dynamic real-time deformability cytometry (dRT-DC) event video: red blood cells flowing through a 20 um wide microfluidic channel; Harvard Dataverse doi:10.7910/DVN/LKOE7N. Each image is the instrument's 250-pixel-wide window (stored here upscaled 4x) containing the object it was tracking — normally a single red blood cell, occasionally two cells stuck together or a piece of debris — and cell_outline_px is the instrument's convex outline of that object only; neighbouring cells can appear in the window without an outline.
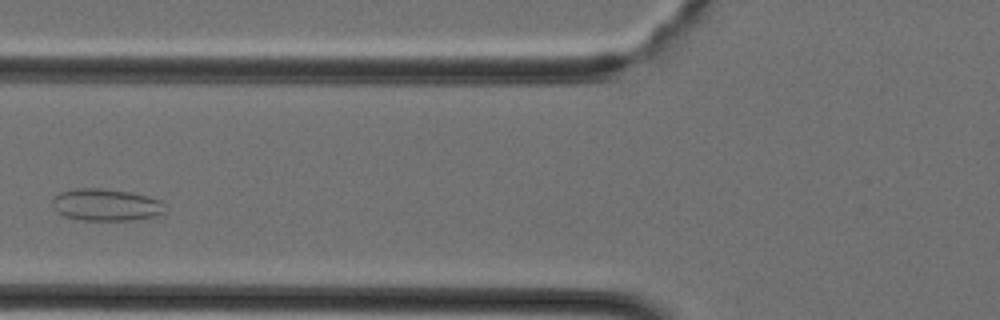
{"species": "Egyptian fruit bat (a non-hibernating species)", "species_latin": "Rousettus aegyptiacus", "temperature_condition": "cold", "stored_images_in_passage": 34, "camera_frame_rate_fps": 3000, "um_per_image_px": 0.085, "animal": {"sex": "female"}, "frame": {"image": 1, "passage_image": 10, "time_ms": 3.0, "image_size_px": [1000, 320], "cell_outline_px": [[164, 212], [156, 216], [132, 220], [84, 220], [64, 216], [56, 212], [52, 204], [52, 200], [60, 192], [76, 188], [100, 188], [128, 192], [148, 196], [160, 200], [164, 204]], "centroid_in_image_um": [9.0, 17.41], "position_along_channel_um": 116.8, "area_um2": 20.98}}
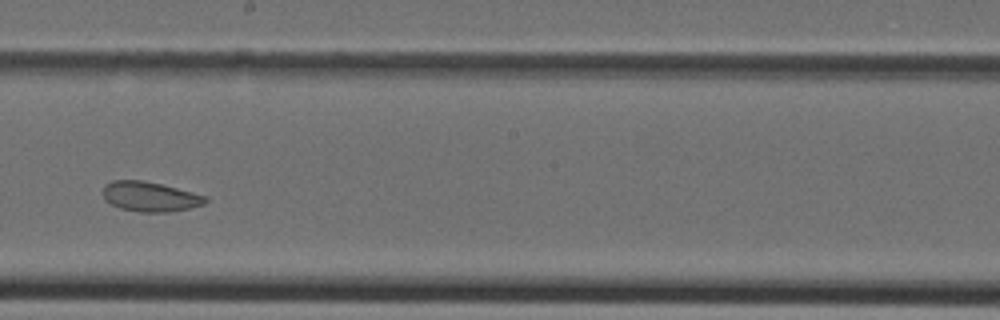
{"frame": {"image": 2, "passage_image": 17, "time_ms": 5.333, "image_size_px": [1000, 320], "cell_outline_px": [[208, 200], [204, 204], [188, 208], [168, 212], [140, 212], [120, 208], [104, 200], [100, 192], [104, 184], [112, 180], [144, 180], [208, 196]], "centroid_in_image_um": [12.69, 16.7], "position_along_channel_um": 235.5, "area_um2": 17.98}}
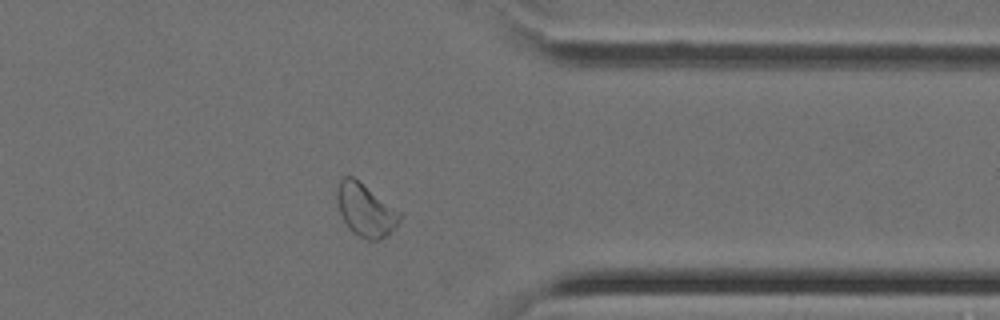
{"frame": {"image": 3, "passage_image": 26, "time_ms": 8.333, "image_size_px": [1000, 320], "cell_outline_px": [[404, 216], [396, 228], [388, 236], [380, 240], [368, 240], [352, 232], [348, 228], [340, 212], [336, 200], [336, 188], [340, 176], [352, 176], [400, 212]], "centroid_in_image_um": [31.07, 17.87], "position_along_channel_um": 380.3, "area_um2": 19.42}}